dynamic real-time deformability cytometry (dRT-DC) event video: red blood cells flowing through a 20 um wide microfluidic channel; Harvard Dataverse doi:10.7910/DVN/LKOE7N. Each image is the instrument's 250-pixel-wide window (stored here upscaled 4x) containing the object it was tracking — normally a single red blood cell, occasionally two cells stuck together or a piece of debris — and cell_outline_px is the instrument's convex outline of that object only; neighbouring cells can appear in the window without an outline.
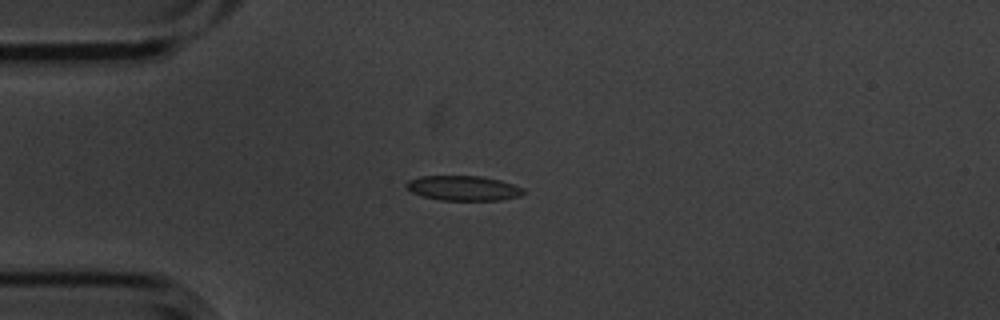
{"species": "common noctule bat (a hibernating species)", "species_latin": "Nyctalus noctula", "temperature_condition": "cold", "stored_images_in_passage": 4, "camera_frame_rate_fps": 3000, "um_per_image_px": 0.085, "animal": {"sex": "male", "body_mass_g": 20.1, "forearm_length_mm": 53.5}, "frame": {"image": 1, "passage_image": 2, "time_ms": 0.333, "image_size_px": [1000, 320], "cell_outline_px": [[524, 192], [520, 196], [500, 200], [440, 200], [420, 196], [412, 192], [404, 184], [408, 180], [420, 176], [480, 176], [500, 180], [524, 188]], "centroid_in_image_um": [39.36, 15.99], "position_along_channel_um": 45.6, "area_um2": 16.99}}
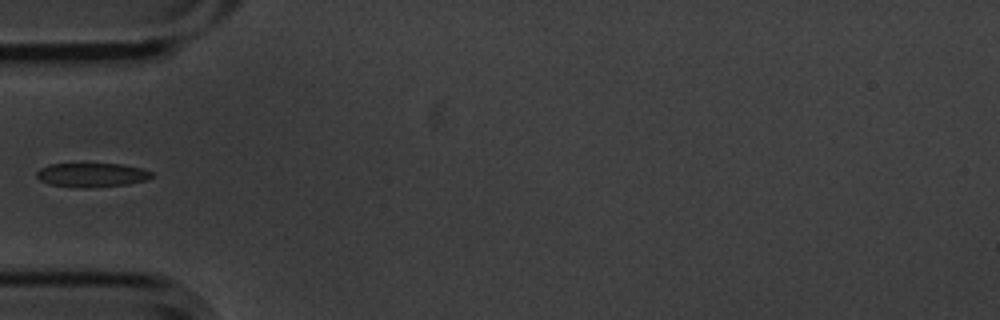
{"frame": {"image": 2, "passage_image": 3, "time_ms": 0.667, "image_size_px": [1000, 320], "cell_outline_px": [[152, 176], [148, 180], [128, 184], [88, 188], [80, 188], [48, 184], [40, 180], [36, 176], [36, 172], [40, 168], [48, 164], [120, 164], [140, 168], [152, 172]], "centroid_in_image_um": [7.78, 14.88], "position_along_channel_um": 77.2, "area_um2": 16.18}}
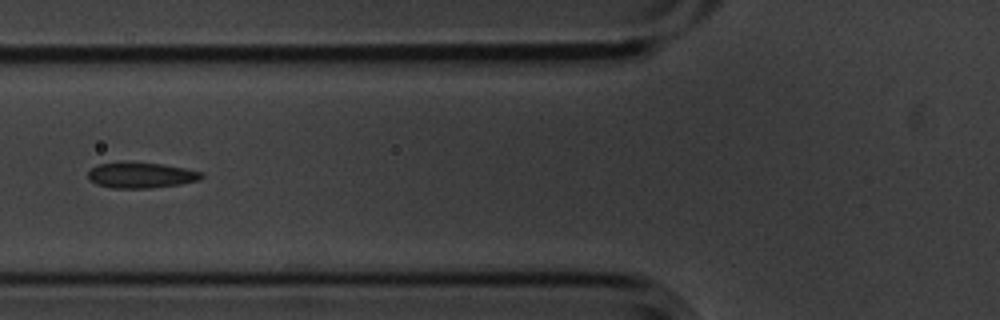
{"frame": {"image": 3, "passage_image": 4, "time_ms": 1.0, "image_size_px": [1000, 320], "cell_outline_px": [[204, 176], [200, 180], [180, 184], [148, 188], [112, 188], [96, 184], [88, 180], [88, 172], [92, 168], [100, 164], [164, 164], [204, 172]], "centroid_in_image_um": [12.03, 14.93], "position_along_channel_um": 113.8, "area_um2": 16.47}}